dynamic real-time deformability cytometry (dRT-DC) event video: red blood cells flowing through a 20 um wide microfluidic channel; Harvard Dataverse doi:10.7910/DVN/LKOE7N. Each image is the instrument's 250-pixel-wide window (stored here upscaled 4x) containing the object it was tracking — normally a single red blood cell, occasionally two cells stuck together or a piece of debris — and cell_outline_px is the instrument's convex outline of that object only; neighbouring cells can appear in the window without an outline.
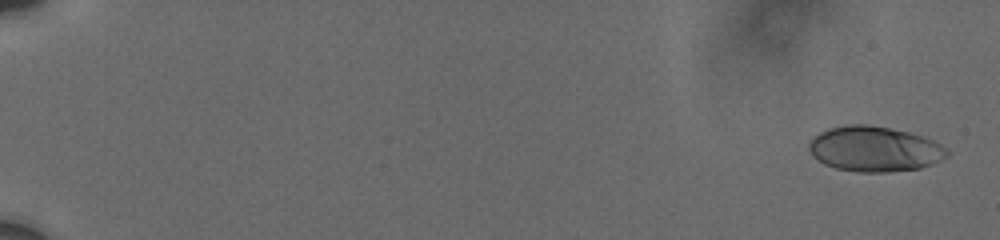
{"species": "human", "species_latin": "Homo sapiens", "temperature_condition": "cold", "stored_images_in_passage": 11, "camera_frame_rate_fps": 3000, "um_per_image_px": 0.085, "donor": {"sex": "male"}, "frame": {"image": 1, "passage_image": 1, "time_ms": 0.0, "image_size_px": [1000, 240], "cell_outline_px": [[948, 156], [940, 160], [920, 168], [888, 172], [860, 172], [836, 168], [824, 164], [812, 156], [808, 148], [808, 144], [820, 132], [828, 128], [848, 124], [864, 124], [888, 128], [908, 132], [932, 140], [948, 148]], "centroid_in_image_um": [74.31, 12.67], "position_along_channel_um": 10.7, "area_um2": 36.18}}
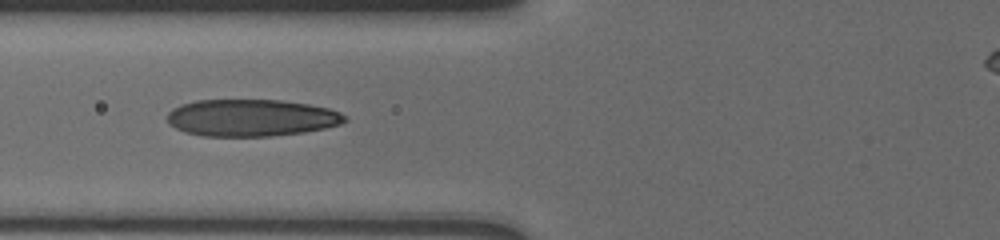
{"frame": {"image": 2, "passage_image": 9, "time_ms": 8.0, "image_size_px": [1000, 240], "cell_outline_px": [[348, 120], [340, 124], [324, 128], [304, 132], [272, 136], [204, 136], [184, 132], [168, 124], [168, 112], [172, 108], [180, 104], [196, 100], [280, 100], [308, 104], [328, 108], [340, 112], [348, 116]], "centroid_in_image_um": [21.36, 10.01], "position_along_channel_um": 104.4, "area_um2": 38.49}}
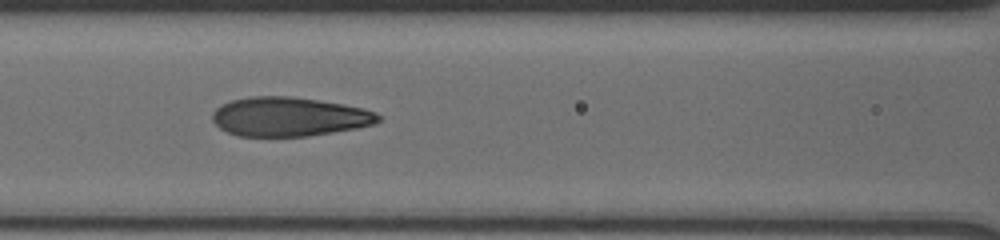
{"frame": {"image": 3, "passage_image": 10, "time_ms": 9.0, "image_size_px": [1000, 240], "cell_outline_px": [[380, 120], [372, 124], [356, 128], [308, 136], [236, 136], [220, 128], [212, 120], [212, 112], [220, 104], [232, 100], [248, 96], [292, 96], [364, 108], [376, 112], [380, 116]], "centroid_in_image_um": [24.53, 9.92], "position_along_channel_um": 142.1, "area_um2": 37.74}}